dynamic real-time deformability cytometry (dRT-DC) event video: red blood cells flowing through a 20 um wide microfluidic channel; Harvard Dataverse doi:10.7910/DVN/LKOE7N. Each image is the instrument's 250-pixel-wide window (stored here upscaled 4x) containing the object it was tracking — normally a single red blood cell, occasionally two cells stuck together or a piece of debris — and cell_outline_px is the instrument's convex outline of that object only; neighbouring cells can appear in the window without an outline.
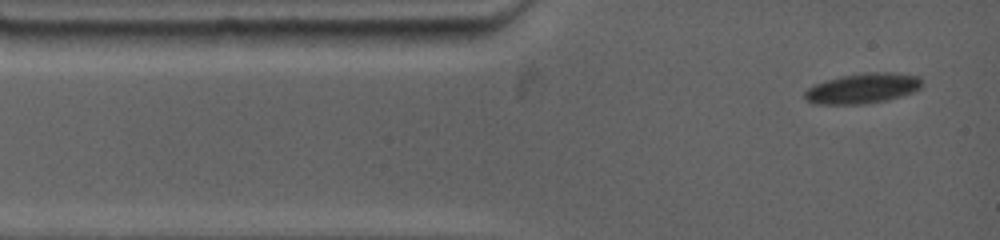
{"species": "common noctule bat (a hibernating species)", "species_latin": "Nyctalus noctula", "temperature_condition": "warm", "stored_images_in_passage": 19, "camera_frame_rate_fps": 4500, "um_per_image_px": 0.085, "animal": {"sex": "female", "body_mass_g": 19.0, "forearm_length_mm": 53.3}, "frame": {"image": 1, "passage_image": 1, "time_ms": 0.0, "image_size_px": [1000, 240], "cell_outline_px": [[920, 88], [912, 92], [888, 100], [864, 104], [816, 104], [808, 100], [804, 96], [804, 92], [808, 88], [816, 84], [840, 76], [864, 72], [892, 72], [920, 76]], "centroid_in_image_um": [73.33, 7.5], "position_along_channel_um": 11.7, "area_um2": 20.52}}
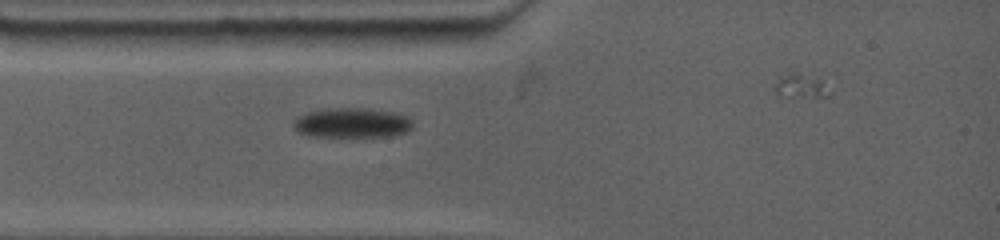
{"frame": {"image": 2, "passage_image": 9, "time_ms": 2.222, "image_size_px": [1000, 240], "cell_outline_px": [[412, 128], [408, 132], [388, 136], [308, 136], [296, 132], [292, 128], [292, 120], [296, 116], [304, 112], [328, 108], [372, 108], [392, 112], [408, 116], [412, 120]], "centroid_in_image_um": [29.85, 10.43], "position_along_channel_um": 55.1, "area_um2": 21.21}}
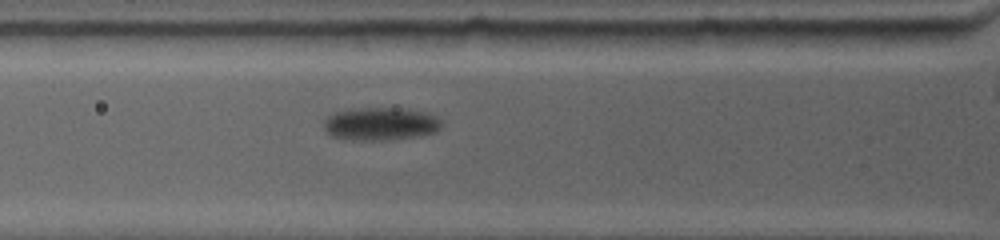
{"frame": {"image": 3, "passage_image": 15, "time_ms": 3.333, "image_size_px": [1000, 240], "cell_outline_px": [[444, 124], [436, 132], [412, 136], [372, 140], [332, 136], [324, 128], [320, 120], [324, 116], [332, 112], [348, 108], [408, 108], [428, 112], [440, 116], [444, 120]], "centroid_in_image_um": [32.36, 10.46], "position_along_channel_um": 93.4, "area_um2": 22.89}}